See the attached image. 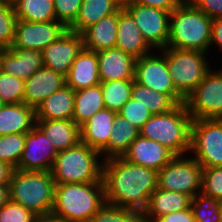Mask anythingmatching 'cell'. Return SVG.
I'll list each match as a JSON object with an SVG mask.
<instances>
[{"label":"cell","instance_id":"d590c367","mask_svg":"<svg viewBox=\"0 0 222 222\" xmlns=\"http://www.w3.org/2000/svg\"><path fill=\"white\" fill-rule=\"evenodd\" d=\"M25 148V133L7 134L0 136V161L9 164L14 169Z\"/></svg>","mask_w":222,"mask_h":222},{"label":"cell","instance_id":"9a60e30c","mask_svg":"<svg viewBox=\"0 0 222 222\" xmlns=\"http://www.w3.org/2000/svg\"><path fill=\"white\" fill-rule=\"evenodd\" d=\"M83 49L82 35L68 30L41 51L44 67L66 77L73 61Z\"/></svg>","mask_w":222,"mask_h":222},{"label":"cell","instance_id":"8992f818","mask_svg":"<svg viewBox=\"0 0 222 222\" xmlns=\"http://www.w3.org/2000/svg\"><path fill=\"white\" fill-rule=\"evenodd\" d=\"M101 153L79 142L75 147L58 152L50 170L55 184L91 183L102 180Z\"/></svg>","mask_w":222,"mask_h":222},{"label":"cell","instance_id":"ab89813d","mask_svg":"<svg viewBox=\"0 0 222 222\" xmlns=\"http://www.w3.org/2000/svg\"><path fill=\"white\" fill-rule=\"evenodd\" d=\"M118 113L139 130L152 116V113L145 105L132 98L123 105Z\"/></svg>","mask_w":222,"mask_h":222},{"label":"cell","instance_id":"d6986e66","mask_svg":"<svg viewBox=\"0 0 222 222\" xmlns=\"http://www.w3.org/2000/svg\"><path fill=\"white\" fill-rule=\"evenodd\" d=\"M116 114V112L104 108L90 117L80 126V142L100 153L108 154V141Z\"/></svg>","mask_w":222,"mask_h":222},{"label":"cell","instance_id":"7dc6e473","mask_svg":"<svg viewBox=\"0 0 222 222\" xmlns=\"http://www.w3.org/2000/svg\"><path fill=\"white\" fill-rule=\"evenodd\" d=\"M14 168L0 161V184H9Z\"/></svg>","mask_w":222,"mask_h":222},{"label":"cell","instance_id":"9c48e42d","mask_svg":"<svg viewBox=\"0 0 222 222\" xmlns=\"http://www.w3.org/2000/svg\"><path fill=\"white\" fill-rule=\"evenodd\" d=\"M203 167L196 159L175 156L158 171L157 188L187 194L193 198L202 188ZM196 191V192H195Z\"/></svg>","mask_w":222,"mask_h":222},{"label":"cell","instance_id":"4fadbf2b","mask_svg":"<svg viewBox=\"0 0 222 222\" xmlns=\"http://www.w3.org/2000/svg\"><path fill=\"white\" fill-rule=\"evenodd\" d=\"M69 28L62 22H29L17 19L14 41L10 48L42 51L59 39Z\"/></svg>","mask_w":222,"mask_h":222},{"label":"cell","instance_id":"f907efd6","mask_svg":"<svg viewBox=\"0 0 222 222\" xmlns=\"http://www.w3.org/2000/svg\"><path fill=\"white\" fill-rule=\"evenodd\" d=\"M5 105V103L2 101L1 97H0V109Z\"/></svg>","mask_w":222,"mask_h":222},{"label":"cell","instance_id":"603a6c76","mask_svg":"<svg viewBox=\"0 0 222 222\" xmlns=\"http://www.w3.org/2000/svg\"><path fill=\"white\" fill-rule=\"evenodd\" d=\"M149 45L135 24L131 14L122 6L119 9L118 34L116 48L131 54L136 59L147 55Z\"/></svg>","mask_w":222,"mask_h":222},{"label":"cell","instance_id":"e575fe53","mask_svg":"<svg viewBox=\"0 0 222 222\" xmlns=\"http://www.w3.org/2000/svg\"><path fill=\"white\" fill-rule=\"evenodd\" d=\"M88 222H144V218L139 211L105 203Z\"/></svg>","mask_w":222,"mask_h":222},{"label":"cell","instance_id":"44dd1931","mask_svg":"<svg viewBox=\"0 0 222 222\" xmlns=\"http://www.w3.org/2000/svg\"><path fill=\"white\" fill-rule=\"evenodd\" d=\"M66 85L74 91L100 84L97 52L83 49L68 71Z\"/></svg>","mask_w":222,"mask_h":222},{"label":"cell","instance_id":"8d00e7d4","mask_svg":"<svg viewBox=\"0 0 222 222\" xmlns=\"http://www.w3.org/2000/svg\"><path fill=\"white\" fill-rule=\"evenodd\" d=\"M16 22L17 17L12 1L0 0V47L2 49L12 46Z\"/></svg>","mask_w":222,"mask_h":222},{"label":"cell","instance_id":"b9f144b4","mask_svg":"<svg viewBox=\"0 0 222 222\" xmlns=\"http://www.w3.org/2000/svg\"><path fill=\"white\" fill-rule=\"evenodd\" d=\"M36 218L32 211L10 200L0 207V222H36Z\"/></svg>","mask_w":222,"mask_h":222},{"label":"cell","instance_id":"816d5d0a","mask_svg":"<svg viewBox=\"0 0 222 222\" xmlns=\"http://www.w3.org/2000/svg\"><path fill=\"white\" fill-rule=\"evenodd\" d=\"M220 212H221V222H222V201H221Z\"/></svg>","mask_w":222,"mask_h":222},{"label":"cell","instance_id":"7c38bea8","mask_svg":"<svg viewBox=\"0 0 222 222\" xmlns=\"http://www.w3.org/2000/svg\"><path fill=\"white\" fill-rule=\"evenodd\" d=\"M131 14L144 40L152 48L167 47L170 28V12L140 4H123Z\"/></svg>","mask_w":222,"mask_h":222},{"label":"cell","instance_id":"f1b7e54d","mask_svg":"<svg viewBox=\"0 0 222 222\" xmlns=\"http://www.w3.org/2000/svg\"><path fill=\"white\" fill-rule=\"evenodd\" d=\"M105 108L100 84L74 91L72 120L80 127L90 117Z\"/></svg>","mask_w":222,"mask_h":222},{"label":"cell","instance_id":"3957f363","mask_svg":"<svg viewBox=\"0 0 222 222\" xmlns=\"http://www.w3.org/2000/svg\"><path fill=\"white\" fill-rule=\"evenodd\" d=\"M168 48L206 52L211 45L212 21L203 11L184 0L170 13Z\"/></svg>","mask_w":222,"mask_h":222},{"label":"cell","instance_id":"484cf974","mask_svg":"<svg viewBox=\"0 0 222 222\" xmlns=\"http://www.w3.org/2000/svg\"><path fill=\"white\" fill-rule=\"evenodd\" d=\"M35 123V109L25 103L5 104L0 109V136L27 133Z\"/></svg>","mask_w":222,"mask_h":222},{"label":"cell","instance_id":"277c9868","mask_svg":"<svg viewBox=\"0 0 222 222\" xmlns=\"http://www.w3.org/2000/svg\"><path fill=\"white\" fill-rule=\"evenodd\" d=\"M191 123L185 103L177 104L168 112L152 115L140 135L156 140L175 156H181L190 149Z\"/></svg>","mask_w":222,"mask_h":222},{"label":"cell","instance_id":"d4e9b609","mask_svg":"<svg viewBox=\"0 0 222 222\" xmlns=\"http://www.w3.org/2000/svg\"><path fill=\"white\" fill-rule=\"evenodd\" d=\"M191 199L187 194L157 188L152 192L148 208L143 212L144 222L185 210L190 207Z\"/></svg>","mask_w":222,"mask_h":222},{"label":"cell","instance_id":"60d3db41","mask_svg":"<svg viewBox=\"0 0 222 222\" xmlns=\"http://www.w3.org/2000/svg\"><path fill=\"white\" fill-rule=\"evenodd\" d=\"M83 0H53L56 21L68 28L76 21Z\"/></svg>","mask_w":222,"mask_h":222},{"label":"cell","instance_id":"bcb514c9","mask_svg":"<svg viewBox=\"0 0 222 222\" xmlns=\"http://www.w3.org/2000/svg\"><path fill=\"white\" fill-rule=\"evenodd\" d=\"M213 41L222 48V18L213 19L212 21L211 43Z\"/></svg>","mask_w":222,"mask_h":222},{"label":"cell","instance_id":"7402d4cb","mask_svg":"<svg viewBox=\"0 0 222 222\" xmlns=\"http://www.w3.org/2000/svg\"><path fill=\"white\" fill-rule=\"evenodd\" d=\"M118 21L119 10L103 17L96 24L84 30L81 33L84 49L98 52L104 49L115 48L118 34Z\"/></svg>","mask_w":222,"mask_h":222},{"label":"cell","instance_id":"f6af8a7d","mask_svg":"<svg viewBox=\"0 0 222 222\" xmlns=\"http://www.w3.org/2000/svg\"><path fill=\"white\" fill-rule=\"evenodd\" d=\"M152 222H196L191 208L179 212H172L159 218H155Z\"/></svg>","mask_w":222,"mask_h":222},{"label":"cell","instance_id":"cb8c5ba5","mask_svg":"<svg viewBox=\"0 0 222 222\" xmlns=\"http://www.w3.org/2000/svg\"><path fill=\"white\" fill-rule=\"evenodd\" d=\"M74 90L68 85L52 93L35 108V120H72Z\"/></svg>","mask_w":222,"mask_h":222},{"label":"cell","instance_id":"d6a6232c","mask_svg":"<svg viewBox=\"0 0 222 222\" xmlns=\"http://www.w3.org/2000/svg\"><path fill=\"white\" fill-rule=\"evenodd\" d=\"M135 79L100 82L105 108L118 113L131 98Z\"/></svg>","mask_w":222,"mask_h":222},{"label":"cell","instance_id":"8fae6325","mask_svg":"<svg viewBox=\"0 0 222 222\" xmlns=\"http://www.w3.org/2000/svg\"><path fill=\"white\" fill-rule=\"evenodd\" d=\"M163 58L144 55L136 59L135 81L154 91L167 94L176 104L185 103V98L175 89L165 55Z\"/></svg>","mask_w":222,"mask_h":222},{"label":"cell","instance_id":"2e32d148","mask_svg":"<svg viewBox=\"0 0 222 222\" xmlns=\"http://www.w3.org/2000/svg\"><path fill=\"white\" fill-rule=\"evenodd\" d=\"M175 155L156 140H151L139 135L123 155L127 161L150 168L155 171L161 170Z\"/></svg>","mask_w":222,"mask_h":222},{"label":"cell","instance_id":"7bdbcfd3","mask_svg":"<svg viewBox=\"0 0 222 222\" xmlns=\"http://www.w3.org/2000/svg\"><path fill=\"white\" fill-rule=\"evenodd\" d=\"M211 19L222 18V0H187Z\"/></svg>","mask_w":222,"mask_h":222},{"label":"cell","instance_id":"30bf717a","mask_svg":"<svg viewBox=\"0 0 222 222\" xmlns=\"http://www.w3.org/2000/svg\"><path fill=\"white\" fill-rule=\"evenodd\" d=\"M192 120L222 119V72L209 71L185 98Z\"/></svg>","mask_w":222,"mask_h":222},{"label":"cell","instance_id":"5b68a950","mask_svg":"<svg viewBox=\"0 0 222 222\" xmlns=\"http://www.w3.org/2000/svg\"><path fill=\"white\" fill-rule=\"evenodd\" d=\"M55 185L50 171L14 169L9 182L10 201L22 205L36 216L51 213Z\"/></svg>","mask_w":222,"mask_h":222},{"label":"cell","instance_id":"5bb4252c","mask_svg":"<svg viewBox=\"0 0 222 222\" xmlns=\"http://www.w3.org/2000/svg\"><path fill=\"white\" fill-rule=\"evenodd\" d=\"M58 154L55 146L35 124L25 133V148L17 165L22 171H50Z\"/></svg>","mask_w":222,"mask_h":222},{"label":"cell","instance_id":"7a4b0ae2","mask_svg":"<svg viewBox=\"0 0 222 222\" xmlns=\"http://www.w3.org/2000/svg\"><path fill=\"white\" fill-rule=\"evenodd\" d=\"M105 203L103 179L91 183L56 184L51 213L71 222H88Z\"/></svg>","mask_w":222,"mask_h":222},{"label":"cell","instance_id":"4316f807","mask_svg":"<svg viewBox=\"0 0 222 222\" xmlns=\"http://www.w3.org/2000/svg\"><path fill=\"white\" fill-rule=\"evenodd\" d=\"M51 140L57 152L75 147L80 142V127L73 120H35Z\"/></svg>","mask_w":222,"mask_h":222},{"label":"cell","instance_id":"f35d334b","mask_svg":"<svg viewBox=\"0 0 222 222\" xmlns=\"http://www.w3.org/2000/svg\"><path fill=\"white\" fill-rule=\"evenodd\" d=\"M201 191L204 195L222 201V166L203 168Z\"/></svg>","mask_w":222,"mask_h":222},{"label":"cell","instance_id":"1f68e13d","mask_svg":"<svg viewBox=\"0 0 222 222\" xmlns=\"http://www.w3.org/2000/svg\"><path fill=\"white\" fill-rule=\"evenodd\" d=\"M131 98L145 105L152 113L161 114L172 110L177 104L167 95L133 82Z\"/></svg>","mask_w":222,"mask_h":222},{"label":"cell","instance_id":"681fc988","mask_svg":"<svg viewBox=\"0 0 222 222\" xmlns=\"http://www.w3.org/2000/svg\"><path fill=\"white\" fill-rule=\"evenodd\" d=\"M10 200L9 184H0V207Z\"/></svg>","mask_w":222,"mask_h":222},{"label":"cell","instance_id":"e0dca14e","mask_svg":"<svg viewBox=\"0 0 222 222\" xmlns=\"http://www.w3.org/2000/svg\"><path fill=\"white\" fill-rule=\"evenodd\" d=\"M42 67L43 58L38 50L6 48L0 52V71L24 81Z\"/></svg>","mask_w":222,"mask_h":222},{"label":"cell","instance_id":"74e56055","mask_svg":"<svg viewBox=\"0 0 222 222\" xmlns=\"http://www.w3.org/2000/svg\"><path fill=\"white\" fill-rule=\"evenodd\" d=\"M25 81L0 71V97L5 104L24 103Z\"/></svg>","mask_w":222,"mask_h":222},{"label":"cell","instance_id":"6da1fadb","mask_svg":"<svg viewBox=\"0 0 222 222\" xmlns=\"http://www.w3.org/2000/svg\"><path fill=\"white\" fill-rule=\"evenodd\" d=\"M158 172L133 164L123 157L107 159L102 179L106 203L143 212L157 189Z\"/></svg>","mask_w":222,"mask_h":222},{"label":"cell","instance_id":"ee69618b","mask_svg":"<svg viewBox=\"0 0 222 222\" xmlns=\"http://www.w3.org/2000/svg\"><path fill=\"white\" fill-rule=\"evenodd\" d=\"M184 0H122L123 4H140L150 6L156 9L172 12Z\"/></svg>","mask_w":222,"mask_h":222},{"label":"cell","instance_id":"52a82bcc","mask_svg":"<svg viewBox=\"0 0 222 222\" xmlns=\"http://www.w3.org/2000/svg\"><path fill=\"white\" fill-rule=\"evenodd\" d=\"M163 50L173 85L186 98L210 71L205 52L167 47Z\"/></svg>","mask_w":222,"mask_h":222},{"label":"cell","instance_id":"f546056e","mask_svg":"<svg viewBox=\"0 0 222 222\" xmlns=\"http://www.w3.org/2000/svg\"><path fill=\"white\" fill-rule=\"evenodd\" d=\"M140 135V130L123 118L115 115L114 125L108 141V158L123 157L133 141Z\"/></svg>","mask_w":222,"mask_h":222},{"label":"cell","instance_id":"ac0fdd59","mask_svg":"<svg viewBox=\"0 0 222 222\" xmlns=\"http://www.w3.org/2000/svg\"><path fill=\"white\" fill-rule=\"evenodd\" d=\"M100 82L134 79L136 58L118 48L97 52Z\"/></svg>","mask_w":222,"mask_h":222},{"label":"cell","instance_id":"c3c4849f","mask_svg":"<svg viewBox=\"0 0 222 222\" xmlns=\"http://www.w3.org/2000/svg\"><path fill=\"white\" fill-rule=\"evenodd\" d=\"M36 222H71L63 217L57 216L53 213H47L43 215H38Z\"/></svg>","mask_w":222,"mask_h":222},{"label":"cell","instance_id":"ffe728a7","mask_svg":"<svg viewBox=\"0 0 222 222\" xmlns=\"http://www.w3.org/2000/svg\"><path fill=\"white\" fill-rule=\"evenodd\" d=\"M65 85V76L49 68L42 67L25 80L24 103L35 109L52 93Z\"/></svg>","mask_w":222,"mask_h":222},{"label":"cell","instance_id":"ba28073f","mask_svg":"<svg viewBox=\"0 0 222 222\" xmlns=\"http://www.w3.org/2000/svg\"><path fill=\"white\" fill-rule=\"evenodd\" d=\"M190 150L203 168L222 166V119L192 120Z\"/></svg>","mask_w":222,"mask_h":222},{"label":"cell","instance_id":"83f0119b","mask_svg":"<svg viewBox=\"0 0 222 222\" xmlns=\"http://www.w3.org/2000/svg\"><path fill=\"white\" fill-rule=\"evenodd\" d=\"M122 6V0H83L77 19L69 30L81 34L103 17L117 12Z\"/></svg>","mask_w":222,"mask_h":222},{"label":"cell","instance_id":"4dcf8cb0","mask_svg":"<svg viewBox=\"0 0 222 222\" xmlns=\"http://www.w3.org/2000/svg\"><path fill=\"white\" fill-rule=\"evenodd\" d=\"M17 19L29 22L56 21L53 0H13Z\"/></svg>","mask_w":222,"mask_h":222},{"label":"cell","instance_id":"836d02e7","mask_svg":"<svg viewBox=\"0 0 222 222\" xmlns=\"http://www.w3.org/2000/svg\"><path fill=\"white\" fill-rule=\"evenodd\" d=\"M220 207V200L204 195L202 192L201 194H196L190 203L196 222H221Z\"/></svg>","mask_w":222,"mask_h":222}]
</instances>
